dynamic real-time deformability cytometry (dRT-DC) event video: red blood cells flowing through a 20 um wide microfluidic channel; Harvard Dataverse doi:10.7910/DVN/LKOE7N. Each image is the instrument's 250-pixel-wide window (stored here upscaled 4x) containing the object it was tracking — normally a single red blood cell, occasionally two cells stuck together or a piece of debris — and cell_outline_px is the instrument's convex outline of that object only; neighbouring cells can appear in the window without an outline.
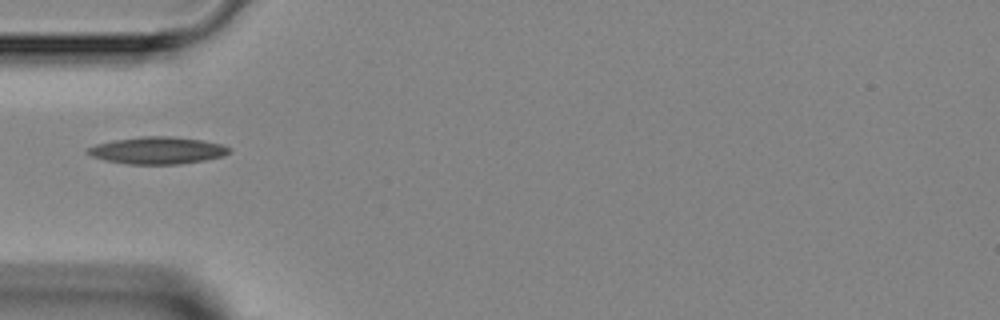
{"species": "Egyptian fruit bat (a non-hibernating species)", "species_latin": "Rousettus aegyptiacus", "temperature_condition": "room temperature", "stored_images_in_passage": 2, "camera_frame_rate_fps": 3000, "um_per_image_px": 0.085, "animal": {"sex": "female"}, "frame": {"image": 1, "passage_image": 1, "time_ms": 0.0, "image_size_px": [1000, 320], "cell_outline_px": [[232, 152], [224, 156], [204, 160], [176, 164], [128, 164], [104, 160], [92, 156], [84, 152], [88, 148], [96, 144], [112, 140], [140, 136], [172, 136], [204, 140], [220, 144], [232, 148]], "centroid_in_image_um": [13.39, 12.78], "position_along_channel_um": 71.6, "area_um2": 22.54}}
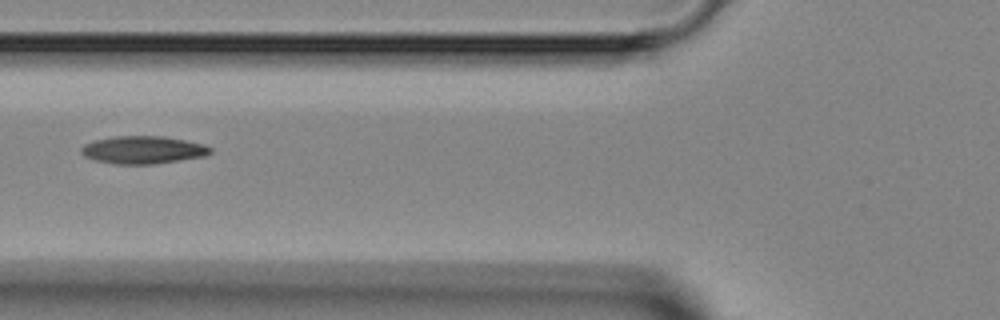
{"frame": {"image": 2, "passage_image": 2, "time_ms": 1.0, "image_size_px": [1000, 320], "cell_outline_px": [[212, 152], [204, 156], [152, 164], [112, 164], [96, 160], [84, 156], [80, 152], [80, 148], [84, 144], [96, 140], [116, 136], [160, 136], [184, 140], [204, 144], [212, 148]], "centroid_in_image_um": [12.13, 12.74], "position_along_channel_um": 113.7, "area_um2": 20.69}}